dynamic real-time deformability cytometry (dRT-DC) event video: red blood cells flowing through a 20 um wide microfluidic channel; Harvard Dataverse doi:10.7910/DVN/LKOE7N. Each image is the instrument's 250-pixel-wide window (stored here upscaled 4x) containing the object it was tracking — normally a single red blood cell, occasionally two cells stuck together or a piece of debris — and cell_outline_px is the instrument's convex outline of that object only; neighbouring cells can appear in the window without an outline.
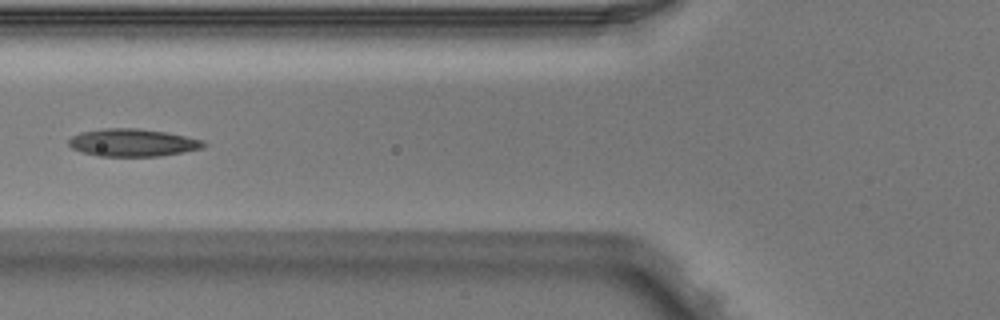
{"species": "Egyptian fruit bat (a non-hibernating species)", "species_latin": "Rousettus aegyptiacus", "temperature_condition": "warm", "stored_images_in_passage": 5, "camera_frame_rate_fps": 3000, "um_per_image_px": 0.085, "animal": {"sex": "male"}, "frame": {"image": 1, "passage_image": 5, "time_ms": 1.333, "image_size_px": [1000, 320], "cell_outline_px": [[208, 144], [204, 148], [160, 156], [96, 156], [80, 152], [72, 148], [68, 144], [68, 140], [72, 136], [80, 132], [104, 128], [140, 128], [164, 132], [204, 140]], "centroid_in_image_um": [11.26, 12.12], "position_along_channel_um": 114.5, "area_um2": 21.85}}